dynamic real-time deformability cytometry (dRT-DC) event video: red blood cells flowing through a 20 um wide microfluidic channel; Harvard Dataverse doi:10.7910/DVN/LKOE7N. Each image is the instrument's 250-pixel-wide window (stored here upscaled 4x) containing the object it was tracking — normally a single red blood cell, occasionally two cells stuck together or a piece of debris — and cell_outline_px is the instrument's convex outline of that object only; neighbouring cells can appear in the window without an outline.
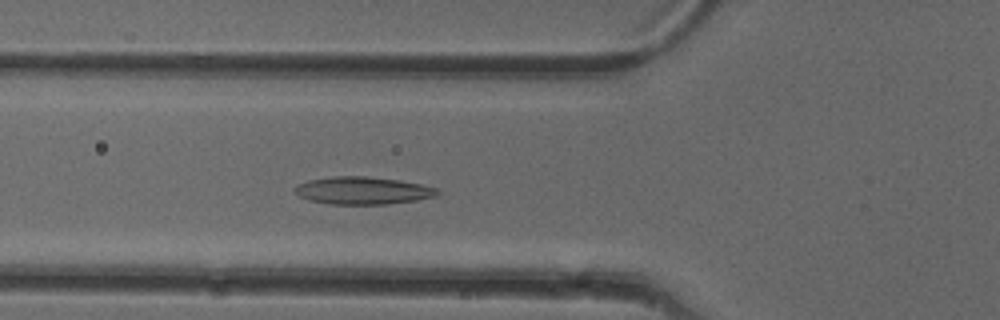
{"species": "common noctule bat (a hibernating species)", "species_latin": "Nyctalus noctula", "temperature_condition": "cold", "stored_images_in_passage": 50, "camera_frame_rate_fps": 3000, "um_per_image_px": 0.085, "animal": {"sex": "female"}, "frame": {"image": 1, "passage_image": 16, "time_ms": 5.0, "image_size_px": [1000, 320], "cell_outline_px": [[440, 192], [436, 196], [416, 200], [388, 204], [328, 204], [308, 200], [292, 192], [292, 188], [296, 184], [308, 180], [332, 176], [364, 176], [400, 180], [420, 184], [436, 188]], "centroid_in_image_um": [30.77, 16.19], "position_along_channel_um": 95.0, "area_um2": 23.06}}
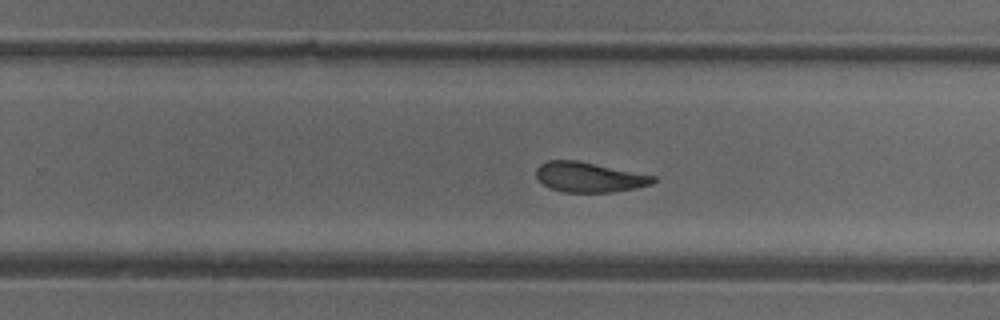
{"frame": {"image": 2, "passage_image": 30, "time_ms": 9.667, "image_size_px": [1000, 320], "cell_outline_px": [[656, 180], [652, 184], [636, 188], [612, 192], [564, 192], [548, 188], [536, 176], [536, 168], [540, 164], [548, 160], [580, 160], [656, 176]], "centroid_in_image_um": [50.08, 15.05], "position_along_channel_um": 279.7, "area_um2": 20.63}}
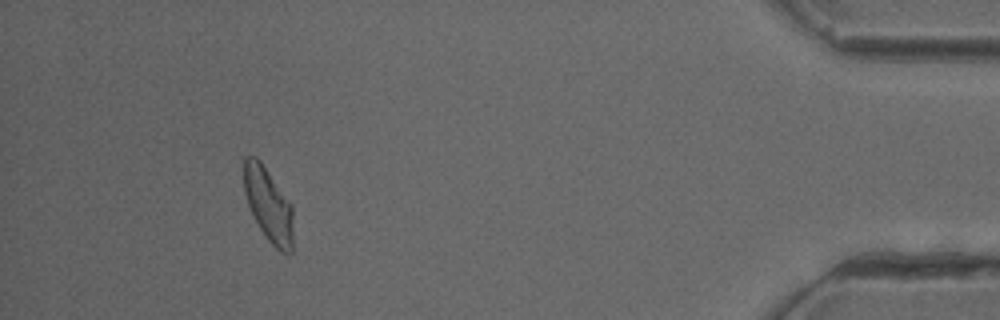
{"frame": {"image": 3, "passage_image": 45, "time_ms": 14.667, "image_size_px": [1000, 320], "cell_outline_px": [[292, 252], [288, 256], [280, 252], [268, 240], [260, 228], [248, 204], [244, 192], [244, 156], [256, 156], [260, 160], [292, 204]], "centroid_in_image_um": [22.83, 17.4], "position_along_channel_um": 412.4, "area_um2": 21.15}, "authors_computed_cell_mechanics": {"area_um2": 21.7039, "velocity_mm_per_s": 3.9514, "shape_relaxation_time_tau1_ms": 7.3238, "shape_relaxation_time_tau2_ms": 2.4811, "deformation_change_tau1": 0.2108, "deformation_change_tau2": 0.1037}}